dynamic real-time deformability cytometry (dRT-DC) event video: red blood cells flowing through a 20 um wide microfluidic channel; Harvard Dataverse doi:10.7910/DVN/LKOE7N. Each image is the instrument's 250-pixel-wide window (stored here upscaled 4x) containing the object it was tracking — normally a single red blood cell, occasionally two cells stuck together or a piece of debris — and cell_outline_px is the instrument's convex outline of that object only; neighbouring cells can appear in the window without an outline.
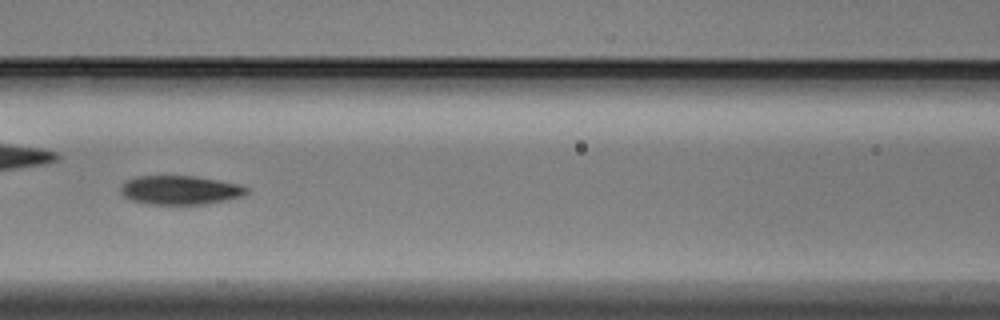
{"species": "Egyptian fruit bat (a non-hibernating species)", "species_latin": "Rousettus aegyptiacus", "temperature_condition": "warm", "stored_images_in_passage": 48, "camera_frame_rate_fps": 3000, "um_per_image_px": 0.085, "animal": {"sex": "male"}, "frame": {"image": 1, "passage_image": 21, "time_ms": 6.667, "image_size_px": [1000, 320], "cell_outline_px": [[248, 192], [244, 196], [228, 200], [204, 204], [148, 204], [132, 200], [124, 196], [120, 192], [120, 188], [124, 180], [136, 176], [196, 176], [220, 180], [240, 184], [248, 188]], "centroid_in_image_um": [15.32, 16.15], "position_along_channel_um": 151.3, "area_um2": 21.5}}
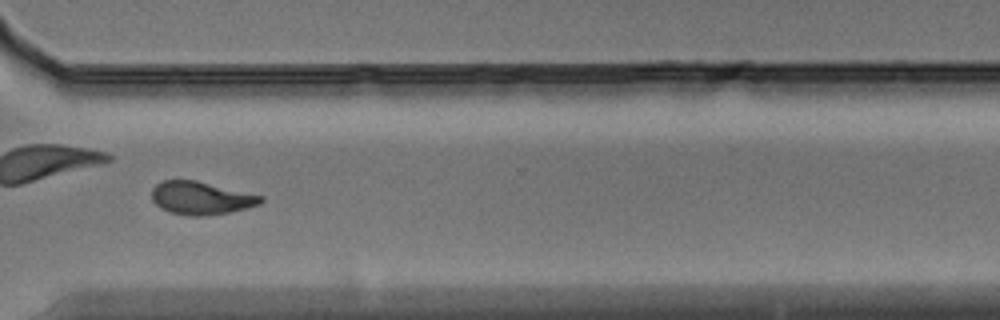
{"frame": {"image": 2, "passage_image": 35, "time_ms": 11.333, "image_size_px": [1000, 320], "cell_outline_px": [[264, 200], [260, 204], [228, 212], [200, 216], [196, 216], [168, 212], [160, 208], [152, 200], [152, 188], [156, 184], [164, 180], [196, 180], [264, 196]], "centroid_in_image_um": [17.07, 16.82], "position_along_channel_um": 353.5, "area_um2": 20.81}}